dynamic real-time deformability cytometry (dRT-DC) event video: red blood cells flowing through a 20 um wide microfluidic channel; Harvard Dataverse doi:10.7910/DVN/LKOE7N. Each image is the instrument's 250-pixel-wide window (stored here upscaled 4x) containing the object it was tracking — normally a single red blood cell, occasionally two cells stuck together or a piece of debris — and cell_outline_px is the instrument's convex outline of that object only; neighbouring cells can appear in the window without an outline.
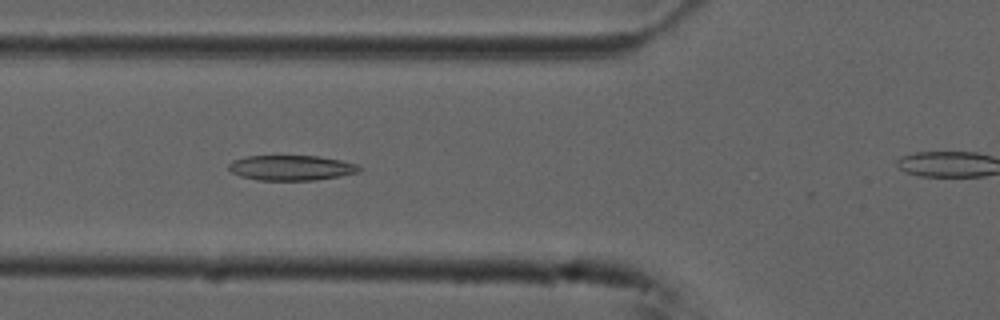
{"species": "common noctule bat (a hibernating species)", "species_latin": "Nyctalus noctula", "temperature_condition": "cold", "stored_images_in_passage": 34, "camera_frame_rate_fps": 3000, "um_per_image_px": 0.085, "animal": {"sex": "male", "forearm_length_mm": 52.5}, "frame": {"image": 1, "passage_image": 9, "time_ms": 2.667, "image_size_px": [1000, 320], "cell_outline_px": [[364, 168], [360, 172], [340, 176], [316, 180], [260, 180], [240, 176], [232, 172], [228, 168], [228, 164], [232, 160], [244, 156], [320, 156], [340, 160], [356, 164]], "centroid_in_image_um": [24.77, 14.26], "position_along_channel_um": 101.0, "area_um2": 19.25}}
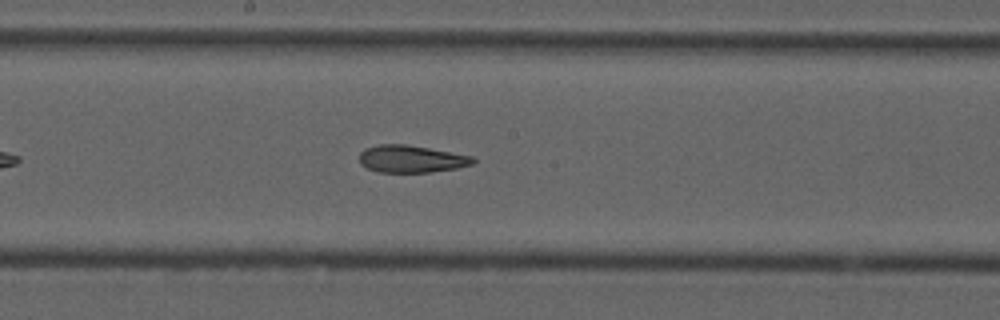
{"frame": {"image": 2, "passage_image": 18, "time_ms": 5.667, "image_size_px": [1000, 320], "cell_outline_px": [[476, 160], [472, 164], [456, 168], [428, 172], [380, 172], [368, 168], [360, 164], [360, 152], [364, 148], [380, 144], [404, 144], [428, 148], [472, 156]], "centroid_in_image_um": [34.93, 13.5], "position_along_channel_um": 213.3, "area_um2": 17.86}}
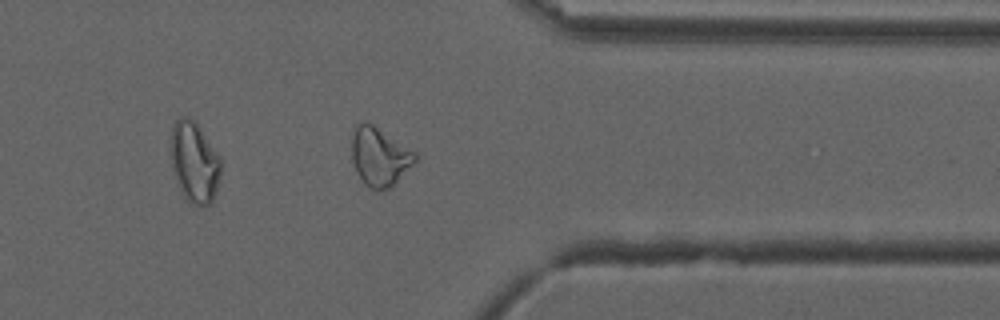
{"frame": {"image": 3, "passage_image": 32, "time_ms": 10.333, "image_size_px": [1000, 320], "cell_outline_px": [[420, 156], [388, 188], [380, 192], [364, 184], [356, 172], [352, 160], [352, 136], [356, 124], [372, 124], [416, 152]], "centroid_in_image_um": [32.25, 13.33], "position_along_channel_um": 379.2, "area_um2": 21.15}}